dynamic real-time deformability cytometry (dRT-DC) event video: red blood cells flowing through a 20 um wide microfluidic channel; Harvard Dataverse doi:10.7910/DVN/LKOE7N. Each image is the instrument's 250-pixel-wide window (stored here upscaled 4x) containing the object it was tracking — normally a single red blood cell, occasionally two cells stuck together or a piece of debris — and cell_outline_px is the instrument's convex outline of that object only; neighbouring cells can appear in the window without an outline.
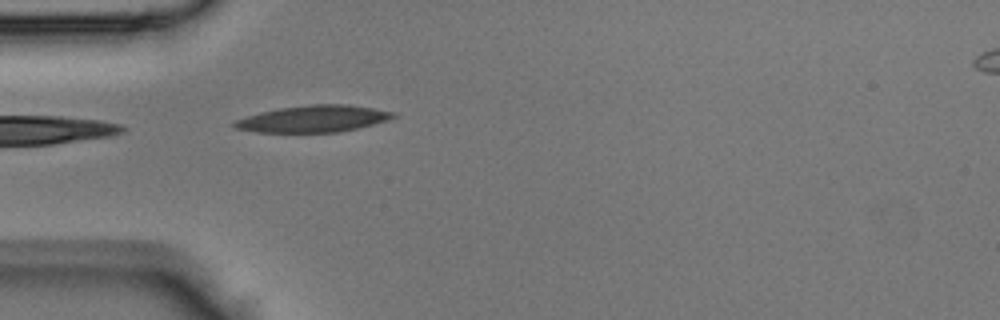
{"species": "Egyptian fruit bat (a non-hibernating species)", "species_latin": "Rousettus aegyptiacus", "temperature_condition": "room temperature", "stored_images_in_passage": 30, "camera_frame_rate_fps": 3000, "um_per_image_px": 0.085, "animal": {"sex": "male"}, "frame": {"image": 1, "passage_image": 1, "time_ms": 0.0, "image_size_px": [1000, 320], "cell_outline_px": [[396, 116], [388, 120], [340, 132], [256, 132], [236, 128], [232, 124], [236, 120], [260, 112], [280, 108], [312, 104], [348, 104], [372, 108], [392, 112]], "centroid_in_image_um": [26.63, 10.09], "position_along_channel_um": 58.4, "area_um2": 24.39}}
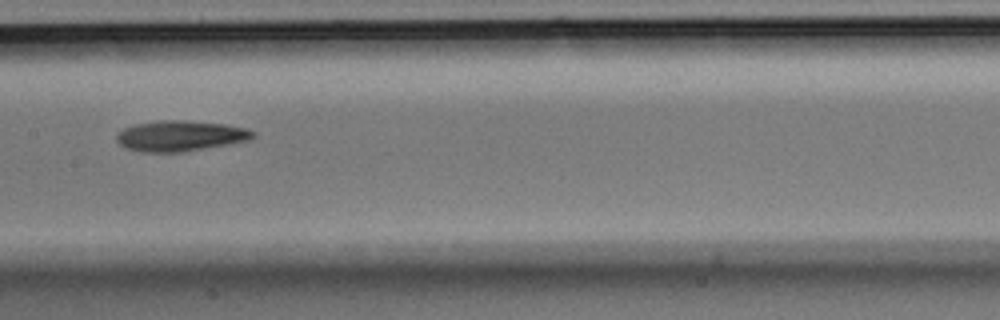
{"frame": {"image": 2, "passage_image": 10, "time_ms": 3.0, "image_size_px": [1000, 320], "cell_outline_px": [[256, 136], [248, 140], [228, 144], [184, 152], [140, 152], [124, 148], [116, 140], [116, 136], [124, 128], [136, 124], [156, 120], [184, 120], [224, 124], [248, 128], [256, 132]], "centroid_in_image_um": [15.33, 11.55], "position_along_channel_um": 192.1, "area_um2": 24.45}}
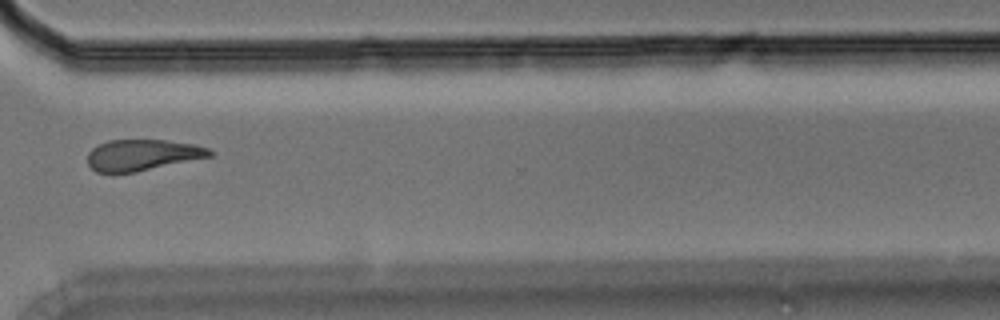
{"frame": {"image": 3, "passage_image": 21, "time_ms": 6.667, "image_size_px": [1000, 320], "cell_outline_px": [[212, 156], [136, 172], [96, 172], [88, 164], [88, 152], [92, 148], [108, 140], [164, 140], [196, 144], [208, 148], [212, 152]], "centroid_in_image_um": [12.11, 13.17], "position_along_channel_um": 358.5, "area_um2": 22.02}}